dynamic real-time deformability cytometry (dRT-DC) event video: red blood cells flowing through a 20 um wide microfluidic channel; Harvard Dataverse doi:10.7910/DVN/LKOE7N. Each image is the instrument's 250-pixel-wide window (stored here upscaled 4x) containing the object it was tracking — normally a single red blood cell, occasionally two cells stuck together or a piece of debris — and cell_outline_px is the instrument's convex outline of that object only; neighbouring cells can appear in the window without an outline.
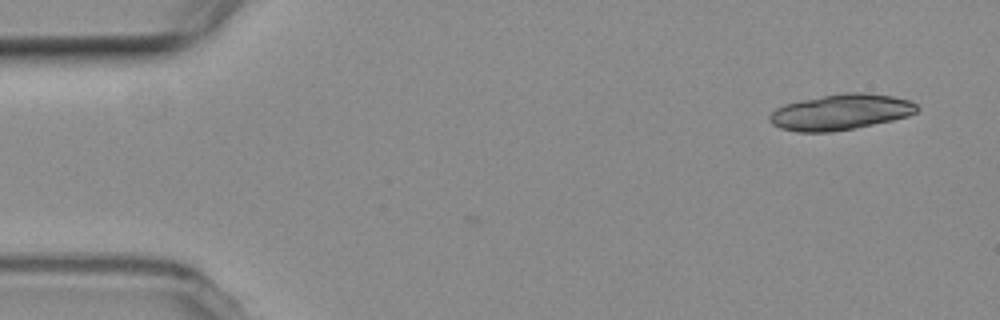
{"species": "common noctule bat (a hibernating species)", "species_latin": "Nyctalus noctula", "temperature_condition": "room temperature", "stored_images_in_passage": 6, "camera_frame_rate_fps": 3000, "um_per_image_px": 0.085, "animal": {"sex": "female", "body_mass_g": 19.3, "forearm_length_mm": 54.1}, "frame": {"image": 1, "passage_image": 1, "time_ms": 0.0, "image_size_px": [1000, 320], "cell_outline_px": [[920, 108], [916, 112], [908, 116], [892, 120], [832, 132], [796, 132], [780, 128], [772, 124], [768, 120], [768, 116], [776, 108], [784, 104], [800, 100], [844, 92], [864, 92], [892, 96], [912, 100]], "centroid_in_image_um": [71.44, 9.52], "position_along_channel_um": 13.6, "area_um2": 30.81}}